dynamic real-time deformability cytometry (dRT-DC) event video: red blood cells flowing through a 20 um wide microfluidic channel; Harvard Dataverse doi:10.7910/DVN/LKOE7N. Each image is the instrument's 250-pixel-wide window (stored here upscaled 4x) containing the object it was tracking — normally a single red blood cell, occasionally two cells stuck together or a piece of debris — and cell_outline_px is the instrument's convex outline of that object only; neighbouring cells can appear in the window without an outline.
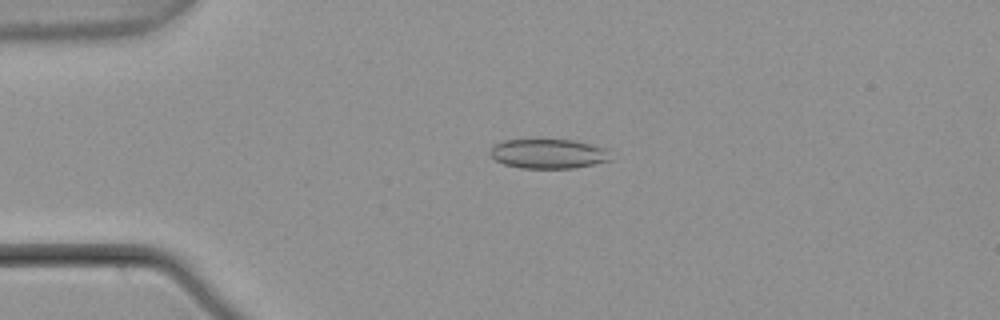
{"species": "common noctule bat (a hibernating species)", "species_latin": "Nyctalus noctula", "temperature_condition": "warm", "stored_images_in_passage": 4, "camera_frame_rate_fps": 3000, "um_per_image_px": 0.085, "animal": {"sex": "male", "body_mass_g": 21.5, "forearm_length_mm": 52.0}, "frame": {"image": 1, "passage_image": 3, "time_ms": 0.667, "image_size_px": [1000, 320], "cell_outline_px": [[612, 160], [572, 168], [520, 168], [504, 164], [496, 160], [488, 152], [492, 144], [504, 140], [536, 136], [576, 140], [608, 148]], "centroid_in_image_um": [46.57, 13.0], "position_along_channel_um": 38.4, "area_um2": 21.96}}